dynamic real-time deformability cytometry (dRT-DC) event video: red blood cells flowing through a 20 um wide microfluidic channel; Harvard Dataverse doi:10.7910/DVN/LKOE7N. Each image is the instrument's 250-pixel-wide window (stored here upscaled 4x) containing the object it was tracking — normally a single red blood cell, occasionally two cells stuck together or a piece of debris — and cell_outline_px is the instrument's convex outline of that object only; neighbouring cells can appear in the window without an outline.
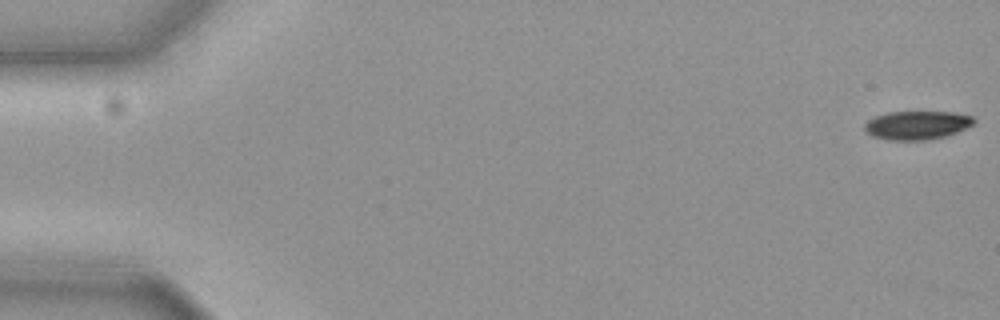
{"species": "common noctule bat (a hibernating species)", "species_latin": "Nyctalus noctula", "temperature_condition": "cold", "stored_images_in_passage": 21, "camera_frame_rate_fps": 3000, "um_per_image_px": 0.085, "animal": {"sex": "female", "body_mass_g": 19.3, "forearm_length_mm": 54.1}, "frame": {"image": 1, "passage_image": 1, "time_ms": 0.0, "image_size_px": [1000, 320], "cell_outline_px": [[976, 120], [972, 124], [956, 132], [944, 136], [928, 140], [888, 140], [872, 136], [864, 128], [864, 124], [868, 120], [876, 116], [888, 112], [952, 112], [972, 116]], "centroid_in_image_um": [77.92, 10.64], "position_along_channel_um": 7.1, "area_um2": 18.03}}
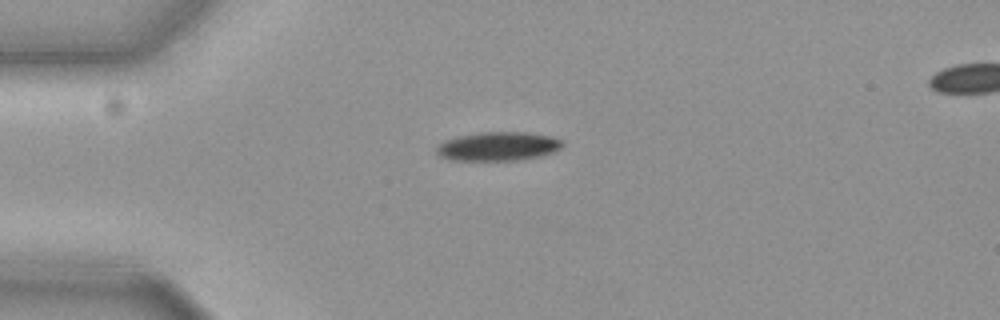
{"frame": {"image": 2, "passage_image": 15, "time_ms": 4.667, "image_size_px": [1000, 320], "cell_outline_px": [[564, 144], [560, 148], [552, 152], [540, 156], [520, 160], [448, 160], [440, 156], [436, 152], [436, 148], [444, 140], [460, 136], [480, 132], [524, 132], [548, 136], [560, 140]], "centroid_in_image_um": [42.3, 12.44], "position_along_channel_um": 42.7, "area_um2": 20.98}}
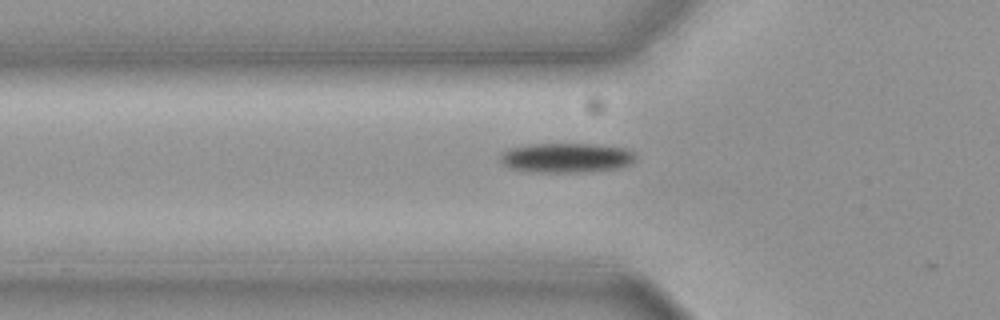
{"frame": {"image": 3, "passage_image": 20, "time_ms": 6.333, "image_size_px": [1000, 320], "cell_outline_px": [[636, 160], [632, 164], [620, 168], [580, 172], [528, 172], [508, 168], [500, 160], [500, 152], [508, 148], [524, 144], [600, 144], [624, 148], [636, 152]], "centroid_in_image_um": [48.13, 13.41], "position_along_channel_um": 77.7, "area_um2": 23.93}}